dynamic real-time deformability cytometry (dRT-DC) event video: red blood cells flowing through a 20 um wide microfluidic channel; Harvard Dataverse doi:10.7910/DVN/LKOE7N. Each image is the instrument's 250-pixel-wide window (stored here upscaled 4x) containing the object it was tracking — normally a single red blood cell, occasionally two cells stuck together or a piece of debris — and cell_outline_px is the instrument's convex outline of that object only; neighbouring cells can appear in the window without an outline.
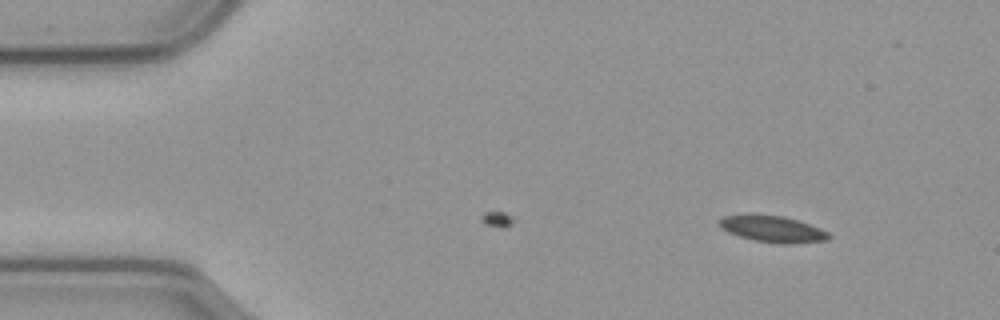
{"species": "common noctule bat (a hibernating species)", "species_latin": "Nyctalus noctula", "temperature_condition": "cold", "stored_images_in_passage": 5, "camera_frame_rate_fps": 3000, "um_per_image_px": 0.085, "animal": {"sex": "male", "body_mass_g": 23.1, "forearm_length_mm": 52.7}, "frame": {"image": 1, "passage_image": 5, "time_ms": 1.333, "image_size_px": [1000, 320], "cell_outline_px": [[832, 236], [828, 240], [788, 244], [784, 244], [756, 240], [740, 236], [728, 232], [720, 224], [720, 220], [724, 216], [784, 216], [820, 228], [828, 232]], "centroid_in_image_um": [65.77, 19.49], "position_along_channel_um": 19.2, "area_um2": 16.07}}